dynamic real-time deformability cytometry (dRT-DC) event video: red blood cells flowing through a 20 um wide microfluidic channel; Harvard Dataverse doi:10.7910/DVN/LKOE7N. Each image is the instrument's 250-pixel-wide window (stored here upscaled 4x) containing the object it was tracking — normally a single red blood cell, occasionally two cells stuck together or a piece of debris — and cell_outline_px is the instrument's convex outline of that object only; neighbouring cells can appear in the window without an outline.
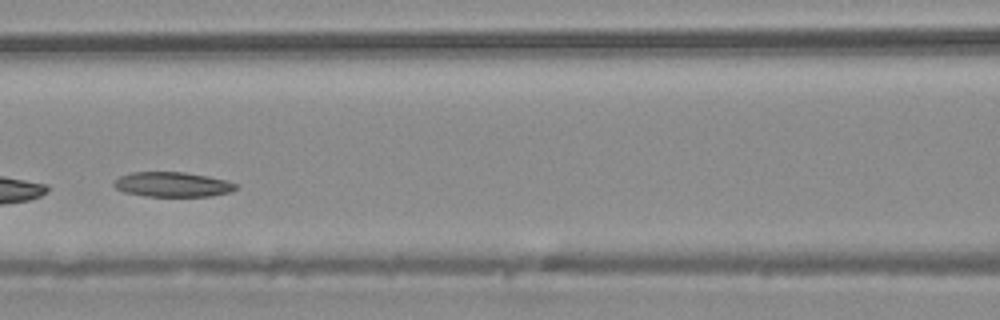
{"species": "common noctule bat (a hibernating species)", "species_latin": "Nyctalus noctula", "temperature_condition": "warm", "stored_images_in_passage": 16, "camera_frame_rate_fps": 3000, "um_per_image_px": 0.085, "animal": {"sex": "male", "body_mass_g": 20.4}, "frame": {"image": 1, "passage_image": 12, "time_ms": 3.667, "image_size_px": [1000, 320], "cell_outline_px": [[240, 184], [232, 192], [212, 196], [144, 196], [124, 192], [116, 188], [112, 184], [120, 176], [132, 172], [184, 172], [208, 176]], "centroid_in_image_um": [14.69, 15.68], "position_along_channel_um": 151.9, "area_um2": 17.69}}